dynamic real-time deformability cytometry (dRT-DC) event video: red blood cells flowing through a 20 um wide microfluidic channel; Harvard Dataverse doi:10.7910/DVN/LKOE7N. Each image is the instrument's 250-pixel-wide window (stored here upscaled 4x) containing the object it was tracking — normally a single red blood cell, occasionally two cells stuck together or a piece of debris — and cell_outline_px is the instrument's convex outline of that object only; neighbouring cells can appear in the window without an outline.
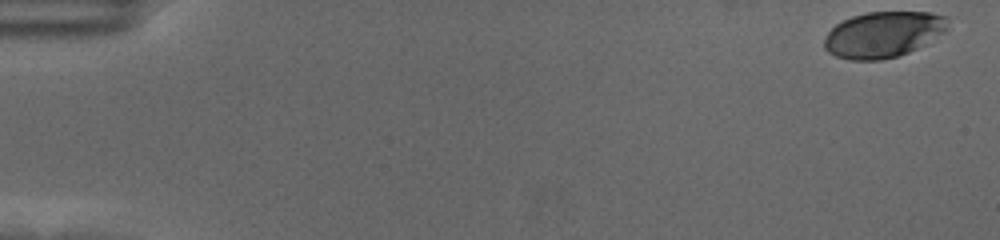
{"species": "human", "species_latin": "Homo sapiens", "temperature_condition": "cold", "stored_images_in_passage": 58, "camera_frame_rate_fps": 3000, "um_per_image_px": 0.085, "donor": {"sex": "female"}, "frame": {"image": 1, "passage_image": 1, "time_ms": 0.0, "image_size_px": [1000, 240], "cell_outline_px": [[948, 28], [944, 32], [916, 48], [900, 56], [880, 60], [848, 60], [836, 56], [828, 52], [824, 48], [824, 40], [828, 32], [836, 24], [852, 16], [868, 12], [932, 12], [948, 16]], "centroid_in_image_um": [75.07, 2.93], "position_along_channel_um": 9.9, "area_um2": 33.06}}
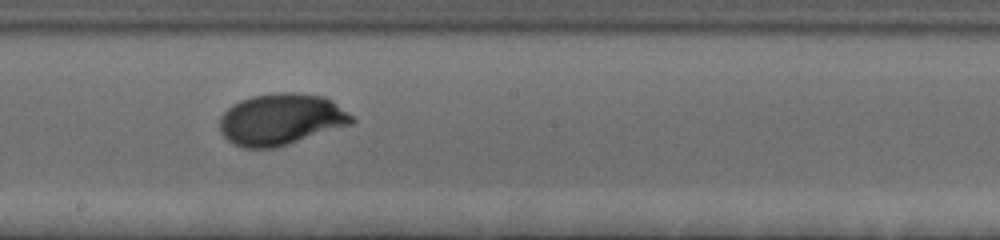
{"frame": {"image": 2, "passage_image": 33, "time_ms": 10.667, "image_size_px": [1000, 240], "cell_outline_px": [[356, 120], [352, 124], [276, 148], [240, 148], [232, 144], [220, 132], [220, 116], [232, 104], [240, 100], [252, 96], [276, 92], [296, 92], [324, 96], [332, 100], [356, 116]], "centroid_in_image_um": [23.91, 10.14], "position_along_channel_um": 224.3, "area_um2": 40.17}}
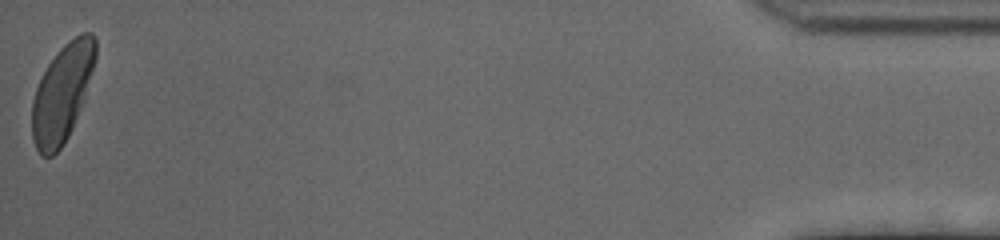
{"frame": {"image": 3, "passage_image": 58, "time_ms": 19.0, "image_size_px": [1000, 240], "cell_outline_px": [[96, 56], [84, 100], [72, 128], [68, 136], [60, 148], [52, 156], [40, 156], [32, 140], [32, 100], [36, 88], [48, 64], [60, 48], [68, 40], [80, 32], [92, 32], [96, 40]], "centroid_in_image_um": [5.28, 7.9], "position_along_channel_um": 429.9, "area_um2": 35.89}, "authors_computed_cell_mechanics": {"area_um2": 35.8938, "velocity_mm_per_s": 3.4949, "shape_relaxation_time_tau1_ms": 2.4084, "shape_relaxation_time_tau2_ms": null, "deformation_change_tau1": 0.1464, "deformation_change_tau2": null}}